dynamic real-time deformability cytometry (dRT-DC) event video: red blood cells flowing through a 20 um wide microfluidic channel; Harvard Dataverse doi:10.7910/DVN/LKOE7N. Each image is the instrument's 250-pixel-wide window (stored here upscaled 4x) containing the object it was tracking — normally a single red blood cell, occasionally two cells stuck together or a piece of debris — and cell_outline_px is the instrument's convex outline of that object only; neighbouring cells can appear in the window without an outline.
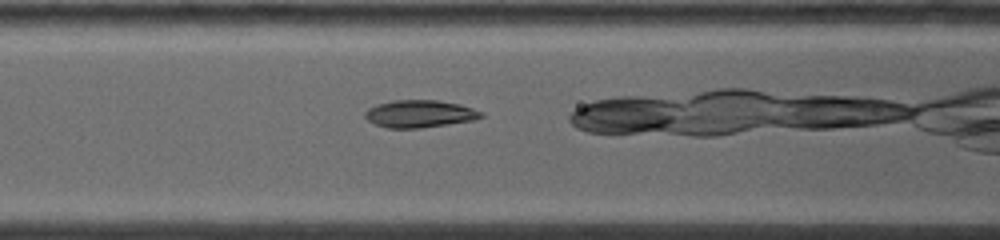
{"species": "common noctule bat (a hibernating species)", "species_latin": "Nyctalus noctula", "temperature_condition": "warm", "stored_images_in_passage": 11, "camera_frame_rate_fps": 5000, "um_per_image_px": 0.085, "animal": {"sex": "female", "body_mass_g": 19.0, "forearm_length_mm": 53.3}, "frame": {"image": 1, "passage_image": 4, "time_ms": 1.8, "image_size_px": [1000, 240], "cell_outline_px": [[484, 116], [472, 120], [448, 124], [420, 128], [388, 128], [376, 124], [368, 120], [364, 116], [364, 112], [368, 108], [376, 104], [392, 100], [440, 100], [460, 104], [484, 112]], "centroid_in_image_um": [35.66, 9.66], "position_along_channel_um": 130.9, "area_um2": 18.61}}
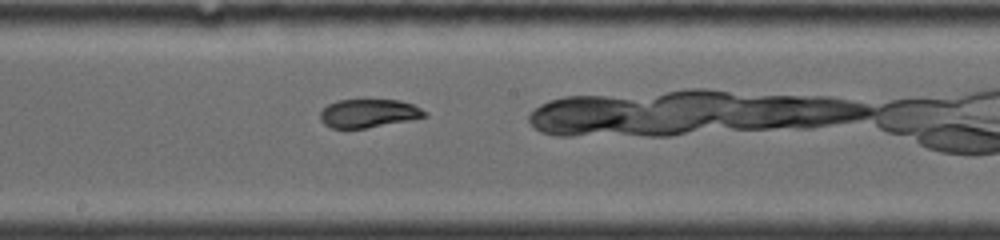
{"frame": {"image": 2, "passage_image": 7, "time_ms": 4.0, "image_size_px": [1000, 240], "cell_outline_px": [[428, 116], [408, 120], [364, 128], [332, 128], [324, 124], [320, 120], [320, 112], [328, 104], [336, 100], [400, 100], [412, 104], [428, 112]], "centroid_in_image_um": [31.32, 9.62], "position_along_channel_um": 216.9, "area_um2": 17.17}}
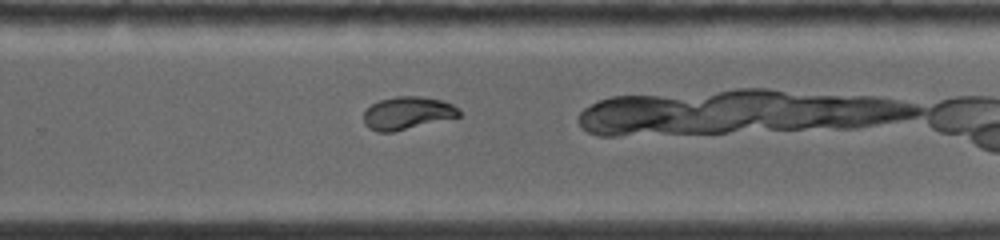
{"frame": {"image": 3, "passage_image": 10, "time_ms": 6.0, "image_size_px": [1000, 240], "cell_outline_px": [[460, 116], [392, 132], [376, 132], [368, 128], [364, 124], [364, 112], [372, 104], [380, 100], [396, 96], [420, 96], [440, 100], [452, 104], [460, 112]], "centroid_in_image_um": [34.58, 9.61], "position_along_channel_um": 295.2, "area_um2": 17.98}}